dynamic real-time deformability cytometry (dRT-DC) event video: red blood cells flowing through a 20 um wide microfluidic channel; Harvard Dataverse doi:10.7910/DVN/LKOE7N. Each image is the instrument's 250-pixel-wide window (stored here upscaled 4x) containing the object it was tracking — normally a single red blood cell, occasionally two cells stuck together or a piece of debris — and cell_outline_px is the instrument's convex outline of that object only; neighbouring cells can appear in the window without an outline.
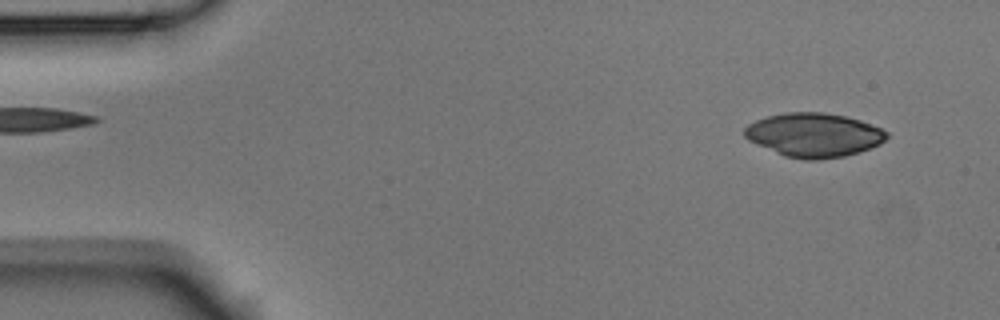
{"species": "Egyptian fruit bat (a non-hibernating species)", "species_latin": "Rousettus aegyptiacus", "temperature_condition": "room temperature", "stored_images_in_passage": 4, "camera_frame_rate_fps": 3000, "um_per_image_px": 0.085, "animal": {"sex": "male"}, "frame": {"image": 1, "passage_image": 1, "time_ms": 0.0, "image_size_px": [1000, 320], "cell_outline_px": [[888, 136], [880, 144], [844, 156], [816, 160], [804, 160], [784, 156], [748, 140], [744, 136], [744, 128], [748, 124], [756, 120], [768, 116], [784, 112], [824, 112], [844, 116], [860, 120], [880, 128], [888, 132]], "centroid_in_image_um": [69.15, 11.47], "position_along_channel_um": 15.8, "area_um2": 36.24}}